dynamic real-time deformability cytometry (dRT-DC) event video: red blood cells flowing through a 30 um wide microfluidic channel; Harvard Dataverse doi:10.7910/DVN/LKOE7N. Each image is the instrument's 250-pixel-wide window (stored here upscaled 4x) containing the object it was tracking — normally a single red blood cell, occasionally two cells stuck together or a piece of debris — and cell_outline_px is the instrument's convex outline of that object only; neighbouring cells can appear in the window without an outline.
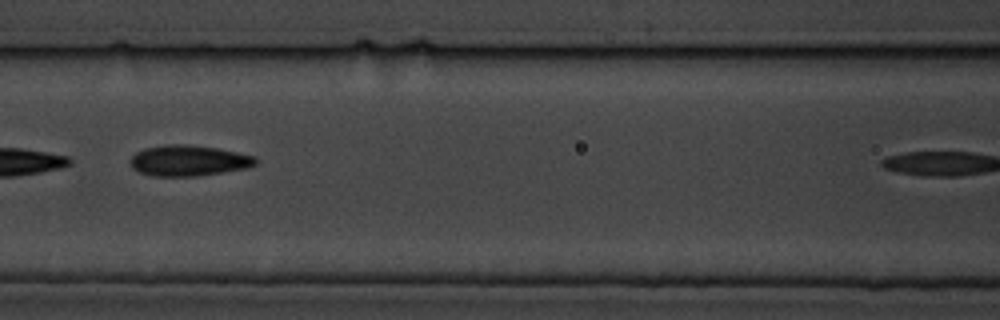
{"species": "common noctule bat (a hibernating species)", "species_latin": "Nyctalus noctula", "temperature_condition": "cold", "stored_images_in_passage": 10, "camera_frame_rate_fps": 3000, "um_per_image_px": 0.085, "animal": {"sex": "male", "body_mass_g": 19.5, "forearm_length_mm": 54.6}, "frame": {"image": 1, "passage_image": 5, "time_ms": 4.667, "image_size_px": [1000, 320], "cell_outline_px": [[256, 164], [248, 168], [196, 176], [152, 176], [140, 172], [132, 168], [128, 160], [136, 152], [144, 148], [172, 144], [188, 144], [216, 148], [256, 156]], "centroid_in_image_um": [16.01, 13.65], "position_along_channel_um": 150.6, "area_um2": 22.48}}
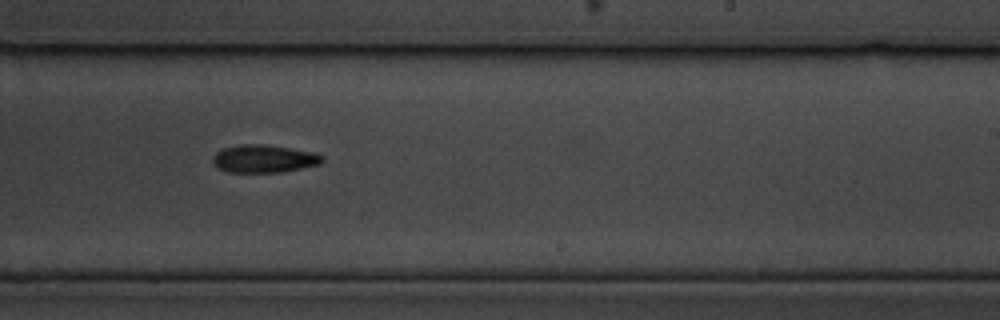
{"frame": {"image": 2, "passage_image": 9, "time_ms": 10.0, "image_size_px": [1000, 320], "cell_outline_px": [[324, 160], [320, 164], [280, 172], [228, 172], [216, 168], [212, 164], [212, 156], [216, 152], [224, 148], [240, 144], [268, 144], [312, 152], [324, 156]], "centroid_in_image_um": [22.39, 13.49], "position_along_channel_um": 266.6, "area_um2": 17.86}}
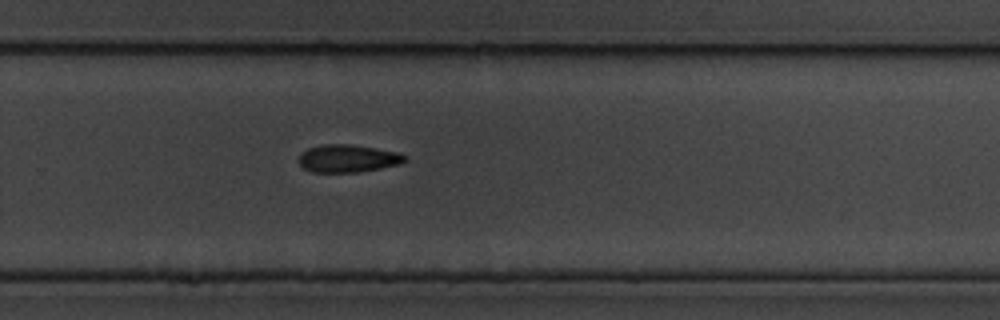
{"frame": {"image": 3, "passage_image": 10, "time_ms": 11.0, "image_size_px": [1000, 320], "cell_outline_px": [[408, 160], [400, 164], [360, 172], [312, 172], [304, 168], [300, 164], [300, 156], [308, 148], [324, 144], [352, 144], [400, 152], [408, 156]], "centroid_in_image_um": [29.64, 13.46], "position_along_channel_um": 300.2, "area_um2": 17.17}}